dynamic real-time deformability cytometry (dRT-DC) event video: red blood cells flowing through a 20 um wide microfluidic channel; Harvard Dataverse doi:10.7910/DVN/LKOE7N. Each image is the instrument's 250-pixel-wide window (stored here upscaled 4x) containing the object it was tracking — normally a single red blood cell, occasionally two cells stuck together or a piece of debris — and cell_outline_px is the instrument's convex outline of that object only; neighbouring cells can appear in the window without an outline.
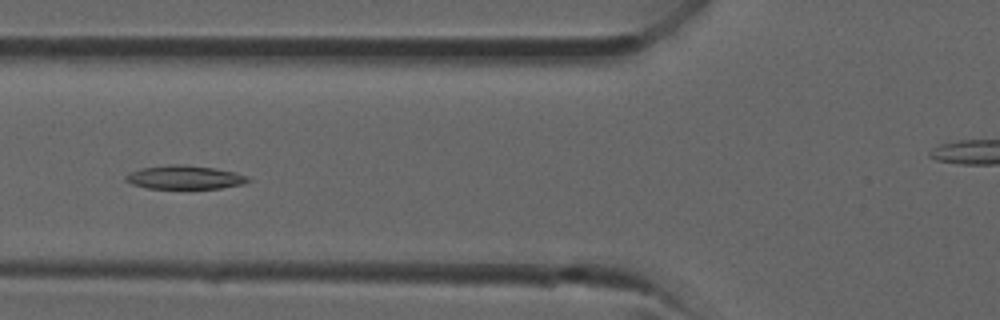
{"species": "common noctule bat (a hibernating species)", "species_latin": "Nyctalus noctula", "temperature_condition": "room temperature", "stored_images_in_passage": 29, "camera_frame_rate_fps": 3000, "um_per_image_px": 0.085, "animal": {"sex": "male", "forearm_length_mm": 52.5}, "frame": {"image": 1, "passage_image": 5, "time_ms": 1.333, "image_size_px": [1000, 320], "cell_outline_px": [[252, 180], [244, 184], [220, 188], [148, 188], [132, 184], [124, 180], [124, 176], [128, 172], [140, 168], [168, 164], [184, 164], [216, 168], [236, 172], [248, 176]], "centroid_in_image_um": [15.7, 15.06], "position_along_channel_um": 110.1, "area_um2": 17.11}}
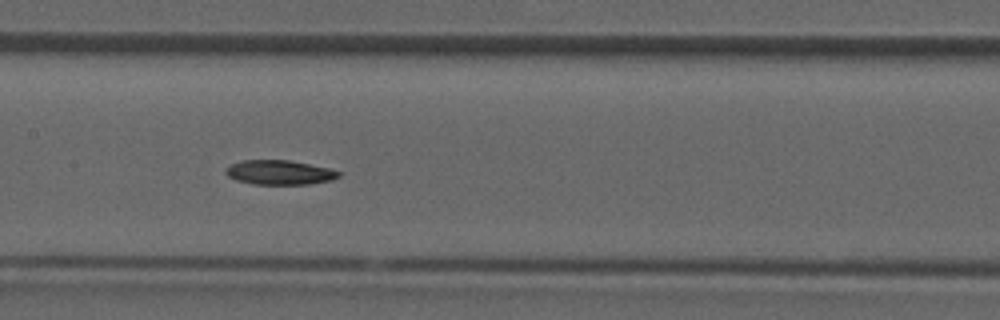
{"frame": {"image": 2, "passage_image": 9, "time_ms": 2.667, "image_size_px": [1000, 320], "cell_outline_px": [[340, 176], [332, 180], [308, 184], [252, 184], [236, 180], [228, 176], [224, 172], [224, 168], [232, 164], [244, 160], [288, 160], [328, 168], [340, 172]], "centroid_in_image_um": [23.72, 14.66], "position_along_channel_um": 183.7, "area_um2": 16.01}}
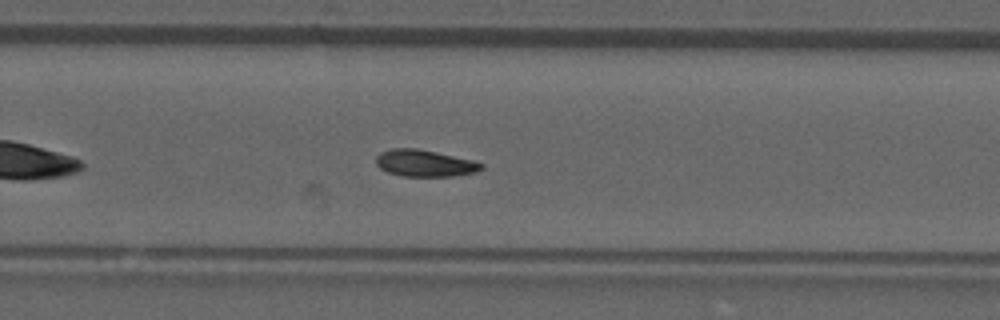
{"frame": {"image": 3, "passage_image": 15, "time_ms": 4.667, "image_size_px": [1000, 320], "cell_outline_px": [[484, 168], [476, 172], [452, 176], [404, 176], [388, 172], [380, 168], [376, 164], [376, 156], [380, 152], [392, 148], [416, 148], [436, 152], [472, 160], [484, 164]], "centroid_in_image_um": [36.09, 13.87], "position_along_channel_um": 293.7, "area_um2": 16.36}}